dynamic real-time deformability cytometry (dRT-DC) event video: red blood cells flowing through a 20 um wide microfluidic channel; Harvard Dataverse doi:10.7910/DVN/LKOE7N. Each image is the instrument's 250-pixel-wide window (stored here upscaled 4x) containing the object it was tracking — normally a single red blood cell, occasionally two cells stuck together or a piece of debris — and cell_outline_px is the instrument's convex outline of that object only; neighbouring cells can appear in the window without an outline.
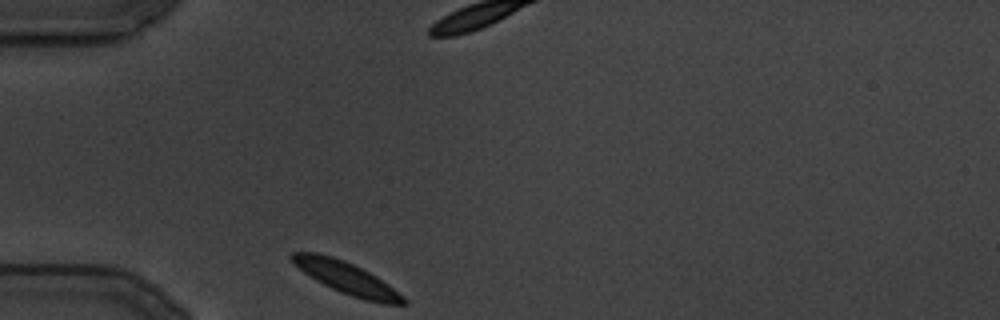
{"species": "common noctule bat (a hibernating species)", "species_latin": "Nyctalus noctula", "temperature_condition": "cold", "stored_images_in_passage": 77, "camera_frame_rate_fps": 3000, "um_per_image_px": 0.085, "animal": {"sex": "male", "body_mass_g": 19.5, "forearm_length_mm": 54.6}, "frame": {"image": 1, "passage_image": 1, "time_ms": 0.0, "image_size_px": [1000, 320], "cell_outline_px": [[408, 304], [384, 304], [364, 300], [340, 292], [316, 280], [304, 272], [288, 256], [292, 252], [316, 252], [332, 256], [344, 260], [376, 276], [388, 284], [404, 296], [408, 300]], "centroid_in_image_um": [29.49, 23.64], "position_along_channel_um": 55.5, "area_um2": 20.58}}
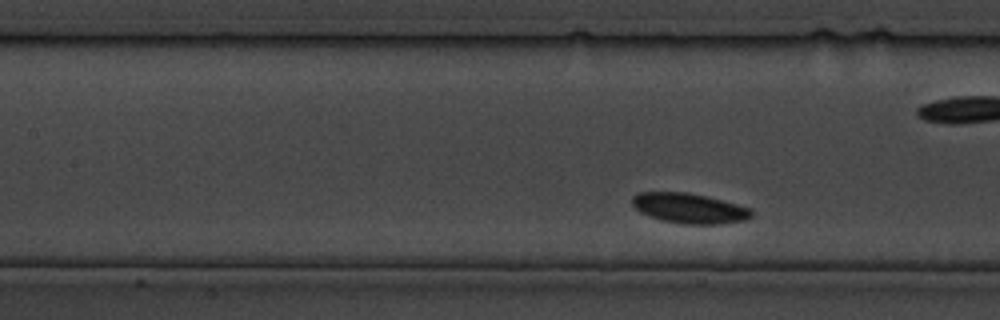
{"frame": {"image": 2, "passage_image": 23, "time_ms": 7.333, "image_size_px": [1000, 320], "cell_outline_px": [[752, 216], [744, 220], [720, 224], [684, 224], [660, 220], [648, 216], [640, 212], [632, 204], [632, 196], [640, 192], [688, 192], [752, 208]], "centroid_in_image_um": [58.56, 17.71], "position_along_channel_um": 148.8, "area_um2": 20.87}}